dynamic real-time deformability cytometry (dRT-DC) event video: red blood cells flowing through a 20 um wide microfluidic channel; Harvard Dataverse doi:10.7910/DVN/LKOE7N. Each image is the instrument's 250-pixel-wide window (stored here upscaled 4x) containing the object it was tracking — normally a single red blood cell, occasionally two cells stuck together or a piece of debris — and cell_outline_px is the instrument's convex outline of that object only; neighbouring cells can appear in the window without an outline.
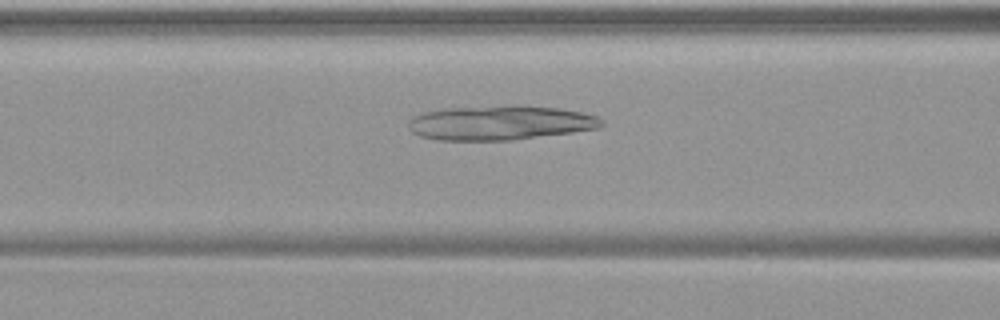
{"species": "common noctule bat (a hibernating species)", "species_latin": "Nyctalus noctula", "temperature_condition": "warm", "stored_images_in_passage": 53, "camera_frame_rate_fps": 3000, "um_per_image_px": 0.085, "animal": {"sex": "female", "body_mass_g": 19.9}, "frame": {"image": 1, "passage_image": 22, "time_ms": 7.0, "image_size_px": [1000, 320], "cell_outline_px": [[604, 124], [600, 128], [572, 132], [512, 140], [436, 140], [420, 136], [412, 132], [408, 128], [408, 120], [412, 116], [424, 112], [444, 108], [560, 108], [580, 112], [596, 116], [604, 120]], "centroid_in_image_um": [42.47, 10.48], "position_along_channel_um": 124.1, "area_um2": 37.63}}
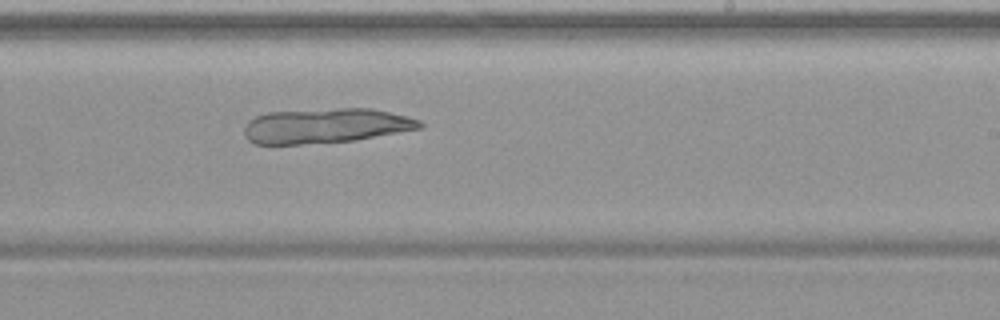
{"frame": {"image": 2, "passage_image": 33, "time_ms": 10.667, "image_size_px": [1000, 320], "cell_outline_px": [[424, 124], [420, 128], [352, 140], [300, 144], [252, 144], [244, 136], [244, 128], [248, 120], [256, 116], [268, 112], [340, 108], [372, 108], [408, 116], [420, 120]], "centroid_in_image_um": [27.64, 10.68], "position_along_channel_um": 261.4, "area_um2": 35.49}}
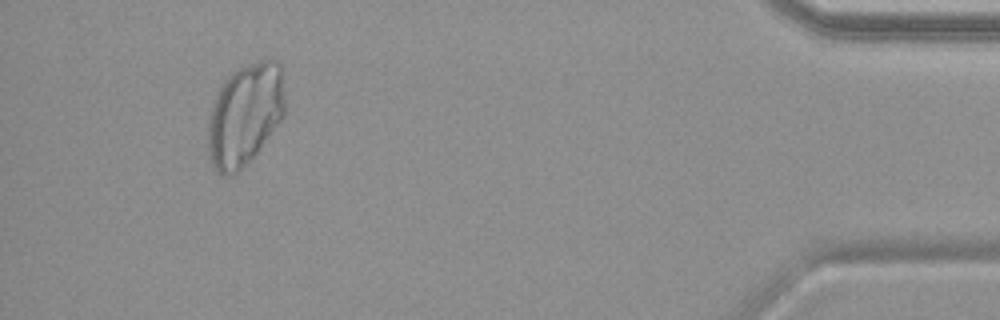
{"frame": {"image": 3, "passage_image": 50, "time_ms": 16.333, "image_size_px": [1000, 320], "cell_outline_px": [[284, 116], [256, 156], [232, 176], [220, 176], [216, 172], [208, 156], [208, 116], [212, 104], [224, 80], [232, 72], [240, 68], [260, 60], [276, 60], [280, 64], [284, 96]], "centroid_in_image_um": [20.8, 9.81], "position_along_channel_um": 414.4, "area_um2": 46.18}}